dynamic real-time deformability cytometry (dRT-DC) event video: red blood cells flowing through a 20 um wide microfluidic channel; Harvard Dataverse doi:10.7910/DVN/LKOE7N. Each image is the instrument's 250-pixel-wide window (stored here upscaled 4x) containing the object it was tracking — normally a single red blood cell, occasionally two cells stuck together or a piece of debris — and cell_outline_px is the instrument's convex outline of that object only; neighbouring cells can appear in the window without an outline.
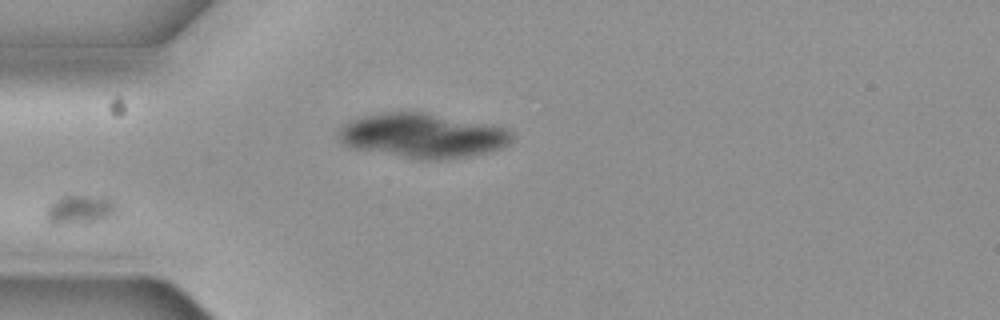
{"species": "common noctule bat (a hibernating species)", "species_latin": "Nyctalus noctula", "temperature_condition": "cold", "stored_images_in_passage": 8, "camera_frame_rate_fps": 3000, "um_per_image_px": 0.085, "animal": {"sex": "female", "body_mass_g": 19.3, "forearm_length_mm": 54.1}, "frame": {"image": 1, "passage_image": 6, "time_ms": 1.667, "image_size_px": [1000, 320], "cell_outline_px": [[120, 212], [112, 220], [84, 224], [48, 224], [44, 220], [44, 212], [48, 204], [60, 196], [108, 196], [116, 200], [120, 204]], "centroid_in_image_um": [6.91, 17.85], "position_along_channel_um": 78.1, "area_um2": 13.47}}